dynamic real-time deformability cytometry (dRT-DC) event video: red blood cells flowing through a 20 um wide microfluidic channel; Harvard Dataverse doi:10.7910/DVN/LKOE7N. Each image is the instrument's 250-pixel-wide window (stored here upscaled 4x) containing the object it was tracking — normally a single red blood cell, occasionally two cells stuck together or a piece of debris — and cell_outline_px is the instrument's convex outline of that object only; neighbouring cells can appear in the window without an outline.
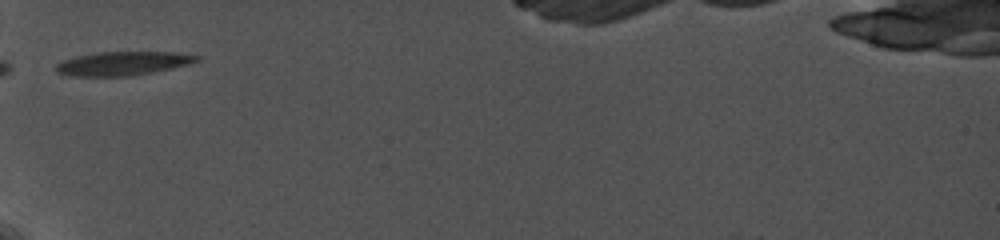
{"species": "common noctule bat (a hibernating species)", "species_latin": "Nyctalus noctula", "temperature_condition": "cold", "stored_images_in_passage": 20, "camera_frame_rate_fps": 5000, "um_per_image_px": 0.085, "animal": {"sex": "female", "body_mass_g": 19.0, "forearm_length_mm": 56.7}, "frame": {"image": 1, "passage_image": 1, "time_ms": 0.0, "image_size_px": [1000, 240], "cell_outline_px": [[200, 60], [188, 64], [172, 68], [132, 76], [68, 76], [56, 72], [56, 64], [64, 60], [76, 56], [96, 52], [172, 52], [200, 56]], "centroid_in_image_um": [10.41, 5.39], "position_along_channel_um": 74.6, "area_um2": 19.48}}
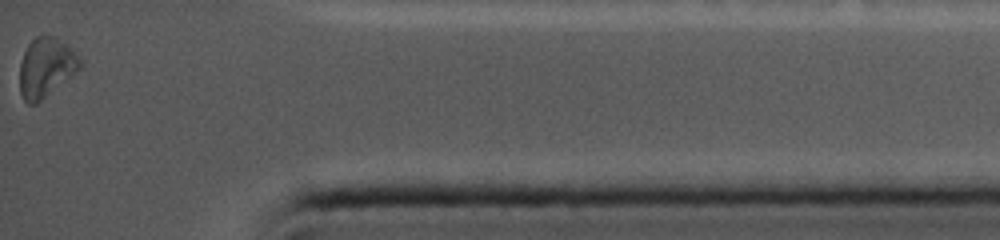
{"frame": {"image": 2, "passage_image": 20, "time_ms": 10.0, "image_size_px": [1000, 240], "cell_outline_px": [[84, 60], [80, 68], [36, 104], [28, 104], [24, 100], [20, 92], [20, 64], [24, 52], [28, 44], [36, 36], [52, 36], [64, 44], [80, 56]], "centroid_in_image_um": [3.9, 5.74], "position_along_channel_um": 431.3, "area_um2": 20.46}, "authors_computed_cell_mechanics": {"area_um2": 19.8543, "velocity_mm_per_s": 3.7456, "shape_relaxation_time_tau1_ms": null, "shape_relaxation_time_tau2_ms": 6.1163, "deformation_change_tau1": null, "deformation_change_tau2": 0.1367}}